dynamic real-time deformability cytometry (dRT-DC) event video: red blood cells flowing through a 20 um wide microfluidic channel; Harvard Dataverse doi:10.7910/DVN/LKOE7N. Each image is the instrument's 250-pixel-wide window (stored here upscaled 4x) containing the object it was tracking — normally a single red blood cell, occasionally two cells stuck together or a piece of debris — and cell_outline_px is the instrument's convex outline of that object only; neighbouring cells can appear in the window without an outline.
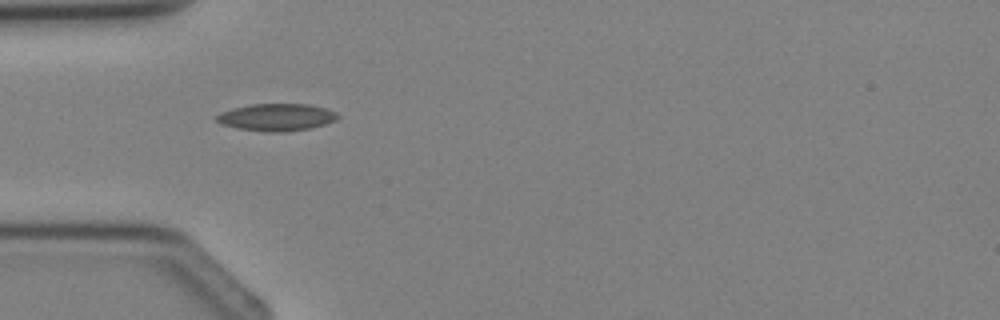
{"species": "Egyptian fruit bat (a non-hibernating species)", "species_latin": "Rousettus aegyptiacus", "temperature_condition": "cold", "stored_images_in_passage": 4, "segment_of_instrument_passage": [2, 2], "camera_frame_rate_fps": 3000, "um_per_image_px": 0.085, "animal": {"sex": "female"}, "frame": {"image": 1, "passage_image": 3, "time_ms": 3.333, "image_size_px": [1000, 320], "cell_outline_px": [[340, 116], [336, 120], [324, 124], [308, 128], [284, 132], [268, 132], [236, 128], [220, 124], [216, 120], [216, 116], [220, 112], [232, 108], [252, 104], [308, 104], [324, 108], [336, 112]], "centroid_in_image_um": [23.47, 9.96], "position_along_channel_um": 61.5, "area_um2": 19.19}}
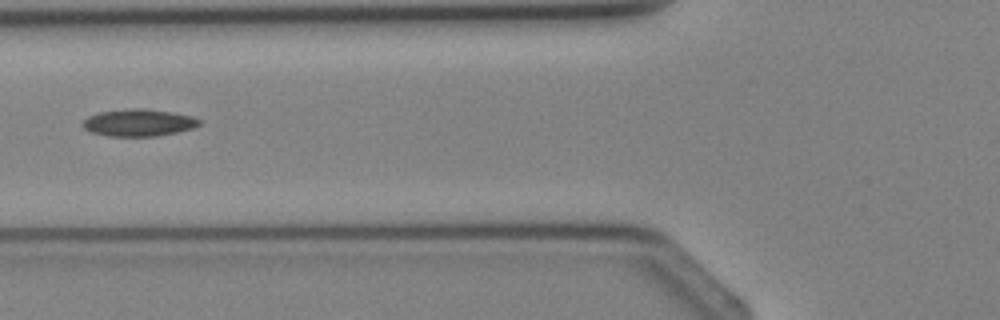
{"frame": {"image": 2, "passage_image": 4, "time_ms": 4.333, "image_size_px": [1000, 320], "cell_outline_px": [[200, 124], [192, 128], [176, 132], [156, 136], [108, 136], [92, 132], [84, 128], [84, 120], [88, 116], [100, 112], [132, 108], [144, 108], [172, 112], [192, 116], [200, 120]], "centroid_in_image_um": [11.79, 10.42], "position_along_channel_um": 114.0, "area_um2": 18.21}}